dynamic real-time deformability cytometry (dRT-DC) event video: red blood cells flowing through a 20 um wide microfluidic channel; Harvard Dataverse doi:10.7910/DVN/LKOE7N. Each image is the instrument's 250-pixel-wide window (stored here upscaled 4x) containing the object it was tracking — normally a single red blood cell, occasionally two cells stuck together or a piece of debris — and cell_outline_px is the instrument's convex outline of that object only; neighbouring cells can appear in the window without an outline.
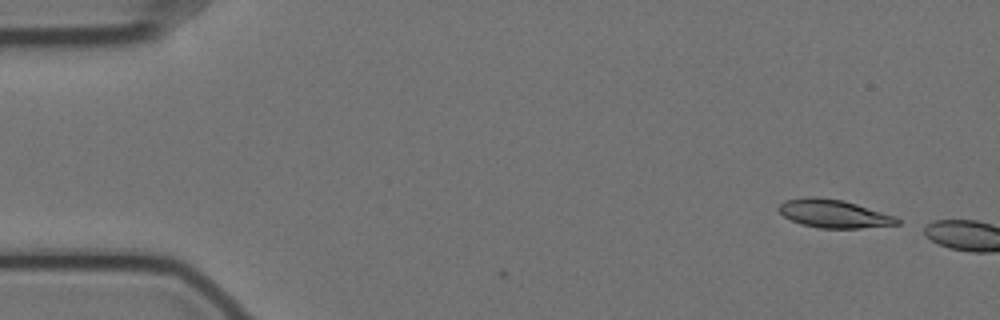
{"species": "Egyptian fruit bat (a non-hibernating species)", "species_latin": "Rousettus aegyptiacus", "temperature_condition": "cold", "stored_images_in_passage": 4, "camera_frame_rate_fps": 3000, "um_per_image_px": 0.085, "animal": {"sex": "female"}, "frame": {"image": 1, "passage_image": 1, "time_ms": 0.0, "image_size_px": [1000, 320], "cell_outline_px": [[900, 224], [860, 228], [820, 228], [800, 224], [784, 216], [776, 208], [784, 200], [804, 196], [816, 196], [844, 200], [896, 216], [900, 220]], "centroid_in_image_um": [70.85, 18.15], "position_along_channel_um": 14.1, "area_um2": 19.65}}